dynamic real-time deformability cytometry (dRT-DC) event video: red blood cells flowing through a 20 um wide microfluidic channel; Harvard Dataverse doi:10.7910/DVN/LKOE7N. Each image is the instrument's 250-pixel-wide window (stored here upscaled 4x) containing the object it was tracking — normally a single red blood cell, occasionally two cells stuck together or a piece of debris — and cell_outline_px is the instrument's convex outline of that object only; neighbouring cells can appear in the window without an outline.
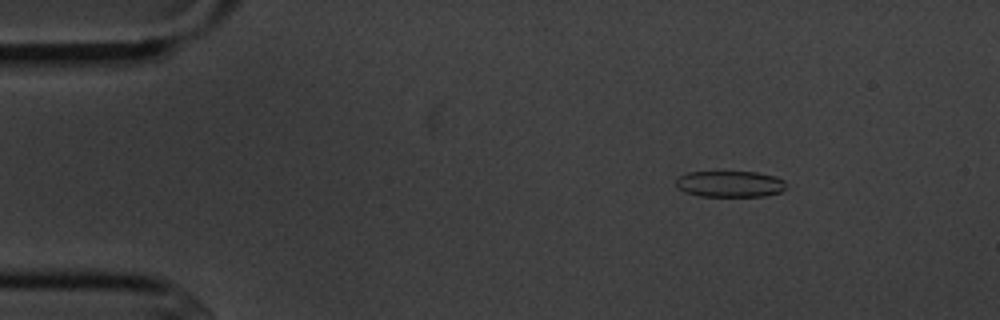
{"species": "common noctule bat (a hibernating species)", "species_latin": "Nyctalus noctula", "temperature_condition": "cold", "stored_images_in_passage": 4, "camera_frame_rate_fps": 3000, "um_per_image_px": 0.085, "animal": {"sex": "male", "body_mass_g": 20.1, "forearm_length_mm": 53.5}, "frame": {"image": 1, "passage_image": 2, "time_ms": 1.0, "image_size_px": [1000, 320], "cell_outline_px": [[788, 188], [780, 192], [764, 196], [700, 196], [684, 192], [676, 188], [676, 180], [680, 176], [688, 172], [756, 172], [776, 176], [784, 180], [788, 184]], "centroid_in_image_um": [62.08, 15.64], "position_along_channel_um": 22.9, "area_um2": 17.05}}